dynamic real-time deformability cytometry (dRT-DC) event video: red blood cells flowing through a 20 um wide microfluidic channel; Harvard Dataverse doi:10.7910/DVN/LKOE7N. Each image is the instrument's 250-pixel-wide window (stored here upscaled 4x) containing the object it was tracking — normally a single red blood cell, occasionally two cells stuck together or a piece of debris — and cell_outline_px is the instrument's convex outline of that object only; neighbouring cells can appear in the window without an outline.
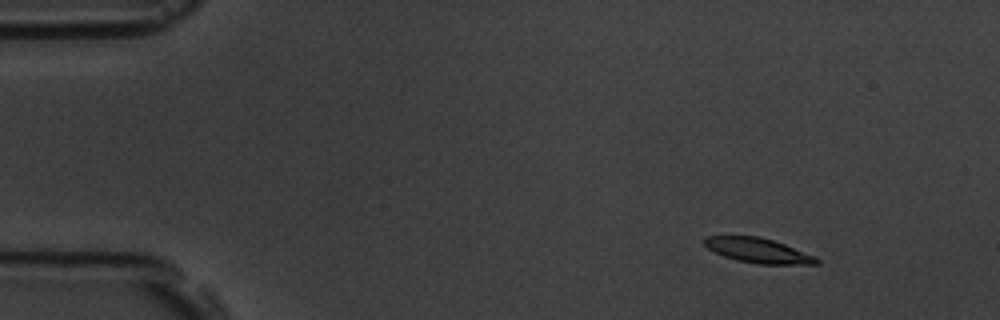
{"species": "common noctule bat (a hibernating species)", "species_latin": "Nyctalus noctula", "temperature_condition": "room temperature", "stored_images_in_passage": 4, "camera_frame_rate_fps": 3000, "um_per_image_px": 0.085, "animal": {"sex": "male", "body_mass_g": 19.5, "forearm_length_mm": 54.6}, "frame": {"image": 1, "passage_image": 1, "time_ms": 0.0, "image_size_px": [1000, 320], "cell_outline_px": [[820, 264], [760, 264], [736, 260], [724, 256], [708, 248], [700, 240], [704, 236], [760, 236], [784, 244], [816, 256], [820, 260]], "centroid_in_image_um": [64.43, 21.28], "position_along_channel_um": 20.6, "area_um2": 16.24}}
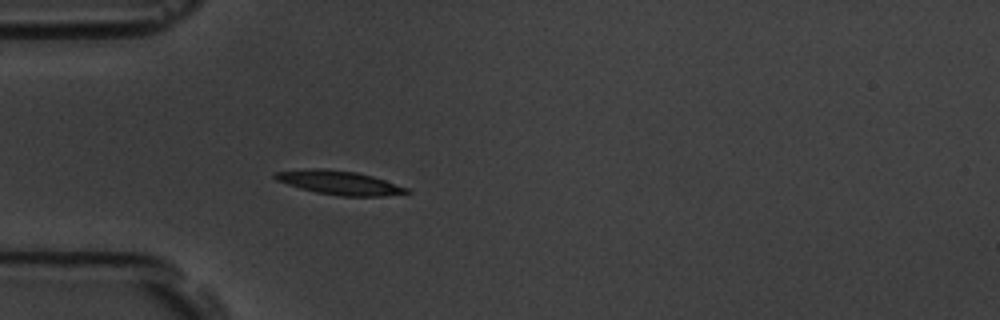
{"frame": {"image": 2, "passage_image": 4, "time_ms": 3.333, "image_size_px": [1000, 320], "cell_outline_px": [[412, 192], [384, 196], [340, 196], [316, 192], [300, 188], [276, 180], [272, 176], [276, 172], [312, 168], [324, 168], [356, 172], [372, 176], [408, 188]], "centroid_in_image_um": [28.84, 15.53], "position_along_channel_um": 56.2, "area_um2": 18.15}}